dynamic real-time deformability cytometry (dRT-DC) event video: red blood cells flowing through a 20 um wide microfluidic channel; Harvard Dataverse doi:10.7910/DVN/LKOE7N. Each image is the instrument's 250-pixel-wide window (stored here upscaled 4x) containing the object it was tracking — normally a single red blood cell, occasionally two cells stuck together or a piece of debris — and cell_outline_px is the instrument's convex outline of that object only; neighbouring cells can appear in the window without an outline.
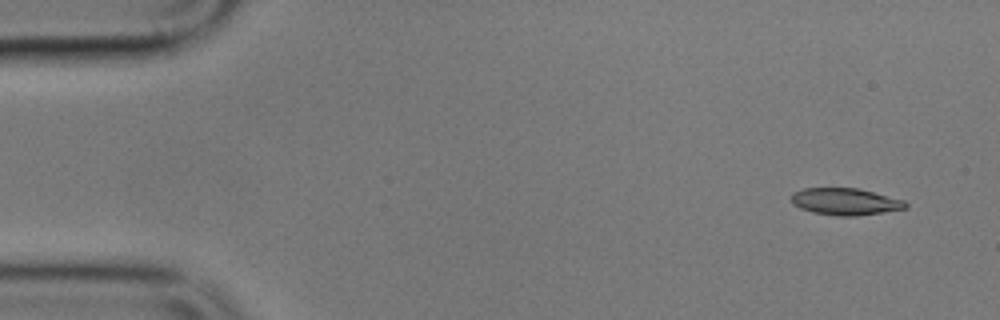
{"species": "common noctule bat (a hibernating species)", "species_latin": "Nyctalus noctula", "temperature_condition": "cold", "stored_images_in_passage": 5, "camera_frame_rate_fps": 3000, "um_per_image_px": 0.085, "animal": {"sex": "male", "body_mass_g": 17.9}, "frame": {"image": 1, "passage_image": 2, "time_ms": 1.0, "image_size_px": [1000, 320], "cell_outline_px": [[908, 208], [884, 212], [856, 216], [836, 216], [812, 212], [800, 208], [792, 204], [792, 192], [804, 188], [860, 188], [904, 200], [908, 204]], "centroid_in_image_um": [71.86, 17.13], "position_along_channel_um": 13.1, "area_um2": 18.09}}
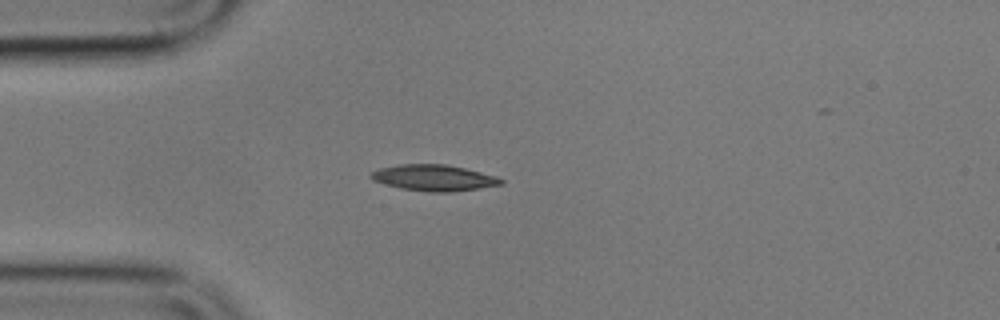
{"frame": {"image": 2, "passage_image": 5, "time_ms": 4.667, "image_size_px": [1000, 320], "cell_outline_px": [[504, 184], [480, 188], [452, 192], [432, 192], [400, 188], [372, 180], [368, 176], [372, 172], [380, 168], [400, 164], [444, 164], [464, 168], [496, 176], [504, 180]], "centroid_in_image_um": [36.88, 15.11], "position_along_channel_um": 48.1, "area_um2": 19.71}}